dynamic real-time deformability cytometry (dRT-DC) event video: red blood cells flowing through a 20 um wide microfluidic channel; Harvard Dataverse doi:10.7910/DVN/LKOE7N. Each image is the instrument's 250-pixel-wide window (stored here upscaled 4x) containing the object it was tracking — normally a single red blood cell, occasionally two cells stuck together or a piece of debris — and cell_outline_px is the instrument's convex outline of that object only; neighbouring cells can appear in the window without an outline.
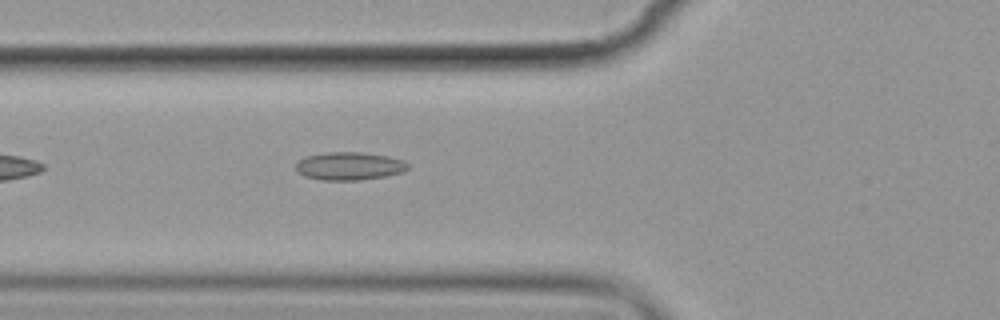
{"species": "common noctule bat (a hibernating species)", "species_latin": "Nyctalus noctula", "temperature_condition": "cold", "stored_images_in_passage": 6, "camera_frame_rate_fps": 3000, "um_per_image_px": 0.085, "animal": {"sex": "female", "body_mass_g": 19.9}, "frame": {"image": 1, "passage_image": 6, "time_ms": 6.667, "image_size_px": [1000, 320], "cell_outline_px": [[408, 168], [404, 172], [384, 176], [360, 180], [320, 180], [304, 176], [296, 172], [296, 164], [304, 156], [328, 152], [364, 152], [388, 156], [404, 160], [408, 164]], "centroid_in_image_um": [29.68, 14.11], "position_along_channel_um": 96.1, "area_um2": 18.44}}